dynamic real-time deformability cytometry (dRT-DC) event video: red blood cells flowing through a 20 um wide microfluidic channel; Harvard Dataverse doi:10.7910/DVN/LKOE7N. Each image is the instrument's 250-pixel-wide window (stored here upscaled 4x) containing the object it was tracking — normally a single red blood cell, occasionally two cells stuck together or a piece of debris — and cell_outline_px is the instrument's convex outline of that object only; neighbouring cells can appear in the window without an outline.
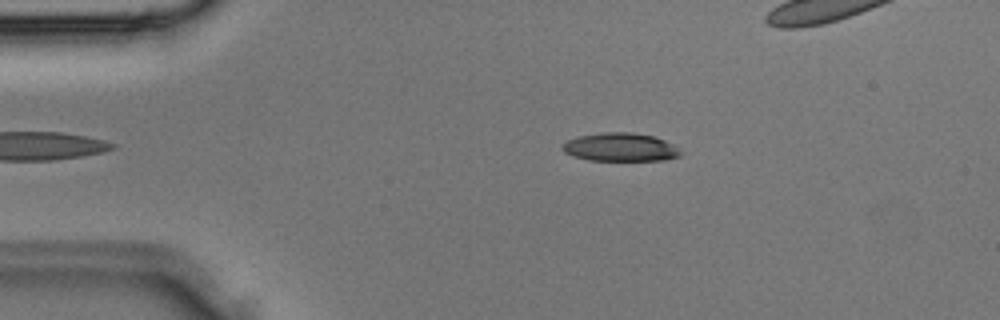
{"species": "Egyptian fruit bat (a non-hibernating species)", "species_latin": "Rousettus aegyptiacus", "temperature_condition": "room temperature", "stored_images_in_passage": 31, "camera_frame_rate_fps": 3000, "um_per_image_px": 0.085, "animal": {"sex": "male"}, "frame": {"image": 1, "passage_image": 2, "time_ms": 0.333, "image_size_px": [1000, 320], "cell_outline_px": [[680, 156], [664, 160], [588, 160], [572, 156], [564, 152], [560, 148], [568, 140], [580, 136], [604, 132], [632, 132], [652, 136], [664, 140], [672, 144], [680, 152]], "centroid_in_image_um": [52.7, 12.51], "position_along_channel_um": 32.3, "area_um2": 19.31}}
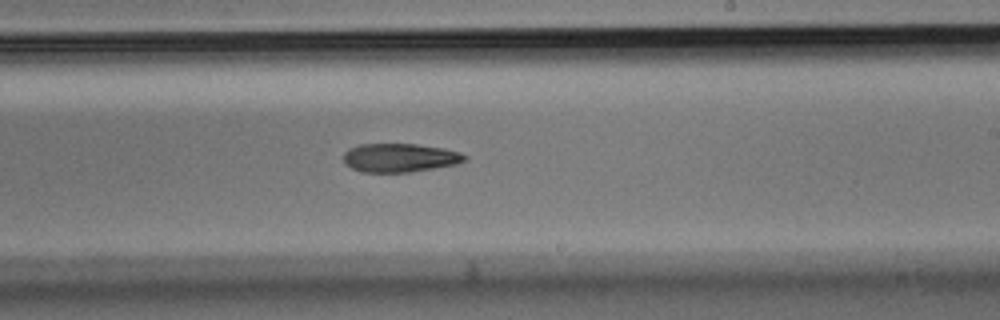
{"frame": {"image": 2, "passage_image": 16, "time_ms": 5.0, "image_size_px": [1000, 320], "cell_outline_px": [[468, 160], [456, 164], [408, 172], [360, 172], [344, 164], [344, 152], [348, 148], [360, 144], [416, 144], [444, 148], [460, 152], [468, 156]], "centroid_in_image_um": [33.98, 13.4], "position_along_channel_um": 255.0, "area_um2": 20.35}}
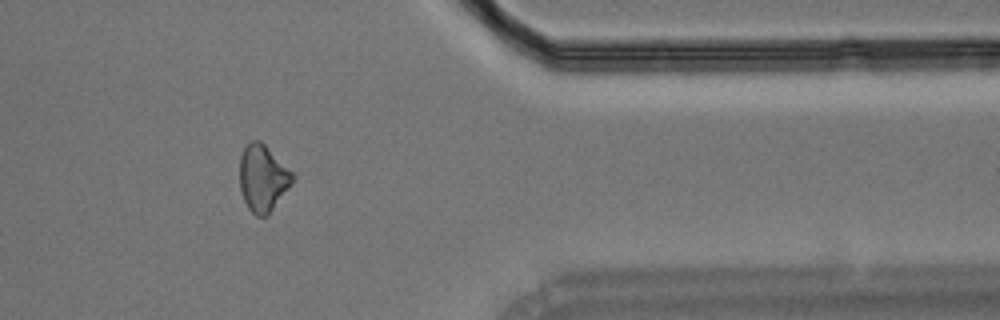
{"frame": {"image": 3, "passage_image": 24, "time_ms": 7.667, "image_size_px": [1000, 320], "cell_outline_px": [[296, 180], [268, 216], [256, 216], [248, 208], [244, 200], [240, 188], [240, 156], [244, 148], [252, 140], [260, 140], [296, 176]], "centroid_in_image_um": [22.37, 15.17], "position_along_channel_um": 389.0, "area_um2": 20.63}}